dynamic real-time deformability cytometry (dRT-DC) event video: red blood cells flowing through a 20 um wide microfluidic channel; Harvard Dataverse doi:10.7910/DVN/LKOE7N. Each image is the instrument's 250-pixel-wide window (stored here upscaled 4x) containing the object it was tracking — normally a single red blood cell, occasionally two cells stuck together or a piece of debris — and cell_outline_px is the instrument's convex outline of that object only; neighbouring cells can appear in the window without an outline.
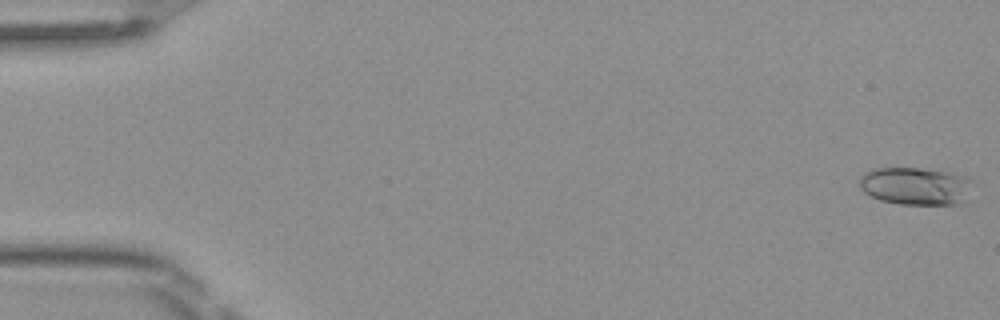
{"species": "Egyptian fruit bat (a non-hibernating species)", "species_latin": "Rousettus aegyptiacus", "temperature_condition": "room temperature", "stored_images_in_passage": 4, "camera_frame_rate_fps": 3000, "um_per_image_px": 0.085, "frame": {"image": 1, "passage_image": 1, "time_ms": 0.0, "image_size_px": [1000, 320], "cell_outline_px": [[972, 180], [964, 200], [956, 204], [900, 204], [880, 200], [864, 192], [860, 188], [860, 176], [864, 172], [872, 168], [916, 168], [952, 172], [968, 176]], "centroid_in_image_um": [77.79, 15.79], "position_along_channel_um": 7.2, "area_um2": 24.8}}